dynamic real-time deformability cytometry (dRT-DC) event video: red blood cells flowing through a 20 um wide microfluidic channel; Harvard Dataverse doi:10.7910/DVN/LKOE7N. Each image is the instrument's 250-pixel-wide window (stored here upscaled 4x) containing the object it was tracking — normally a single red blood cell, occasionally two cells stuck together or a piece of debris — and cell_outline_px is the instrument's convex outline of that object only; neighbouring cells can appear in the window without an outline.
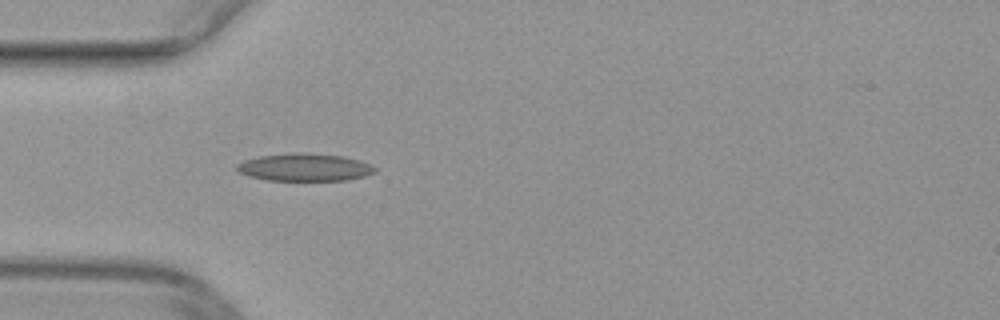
{"species": "common noctule bat (a hibernating species)", "species_latin": "Nyctalus noctula", "temperature_condition": "warm", "stored_images_in_passage": 34, "camera_frame_rate_fps": 3000, "um_per_image_px": 0.085, "animal": {"sex": "female", "body_mass_g": 29.2, "forearm_length_mm": 56.3}, "frame": {"image": 1, "passage_image": 4, "time_ms": 1.0, "image_size_px": [1000, 320], "cell_outline_px": [[376, 172], [364, 176], [344, 180], [268, 180], [248, 176], [240, 172], [236, 168], [236, 164], [244, 160], [260, 156], [296, 152], [340, 156], [356, 160], [368, 164], [376, 168]], "centroid_in_image_um": [25.84, 14.22], "position_along_channel_um": 59.2, "area_um2": 21.79}}
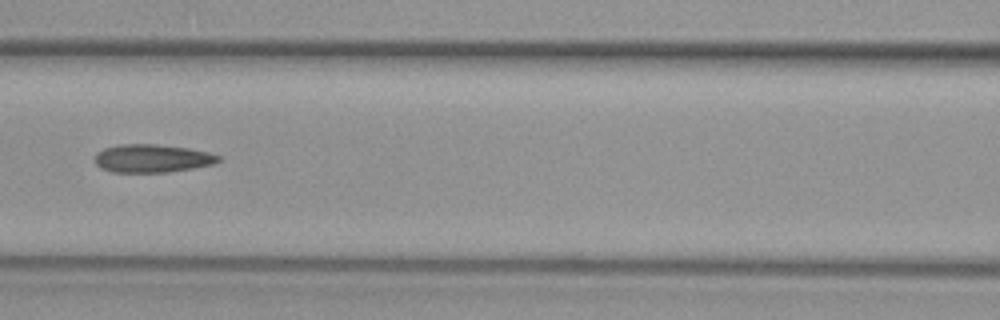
{"frame": {"image": 2, "passage_image": 11, "time_ms": 3.333, "image_size_px": [1000, 320], "cell_outline_px": [[220, 160], [216, 164], [168, 172], [112, 172], [100, 168], [96, 164], [96, 152], [104, 148], [120, 144], [156, 144], [188, 148], [208, 152], [220, 156]], "centroid_in_image_um": [12.94, 13.46], "position_along_channel_um": 153.7, "area_um2": 20.29}}
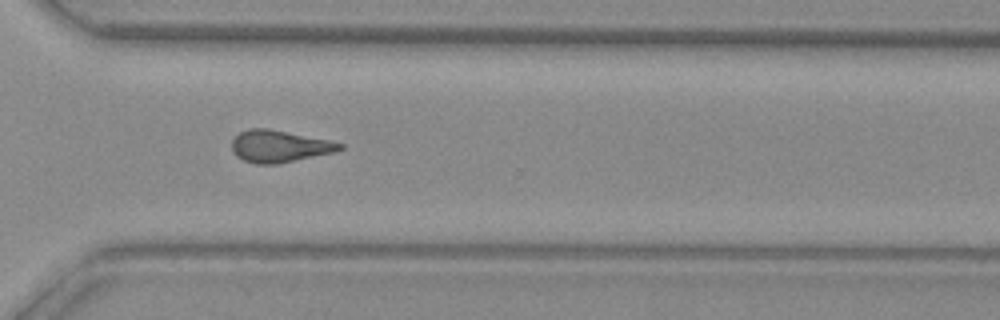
{"frame": {"image": 3, "passage_image": 25, "time_ms": 8.0, "image_size_px": [1000, 320], "cell_outline_px": [[344, 148], [332, 152], [276, 164], [256, 164], [244, 160], [236, 156], [232, 152], [232, 140], [240, 132], [248, 128], [268, 128], [332, 140], [344, 144]], "centroid_in_image_um": [23.73, 12.42], "position_along_channel_um": 346.9, "area_um2": 20.11}}